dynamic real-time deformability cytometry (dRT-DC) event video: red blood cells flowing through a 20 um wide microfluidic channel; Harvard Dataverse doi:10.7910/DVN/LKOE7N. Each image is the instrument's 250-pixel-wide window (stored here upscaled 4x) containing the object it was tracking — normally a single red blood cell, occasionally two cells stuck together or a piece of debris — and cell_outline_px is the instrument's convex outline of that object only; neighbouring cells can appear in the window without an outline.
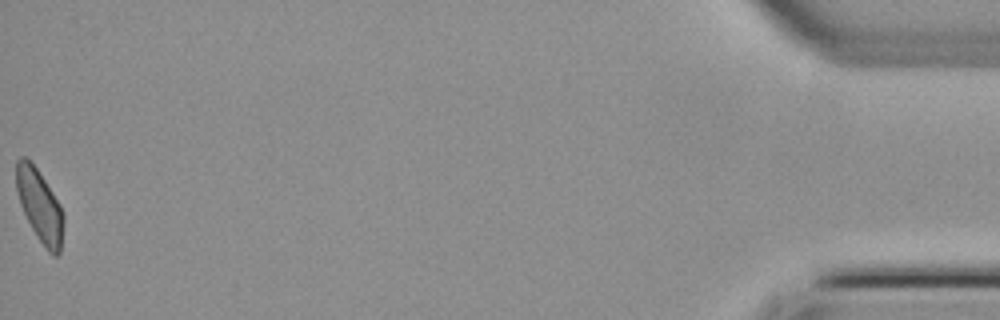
{"species": "common noctule bat (a hibernating species)", "species_latin": "Nyctalus noctula", "temperature_condition": "cold", "stored_images_in_passage": 42, "camera_frame_rate_fps": 3000, "um_per_image_px": 0.085, "animal": {"sex": "female", "body_mass_g": 22.7, "forearm_length_mm": 54.2}, "frame": {"image": 1, "passage_image": 42, "time_ms": 13.667, "image_size_px": [1000, 320], "cell_outline_px": [[64, 224], [60, 252], [56, 256], [52, 256], [48, 252], [32, 228], [20, 204], [16, 188], [16, 160], [20, 156], [24, 156], [36, 168], [60, 204], [64, 216]], "centroid_in_image_um": [3.38, 17.5], "position_along_channel_um": 431.8, "area_um2": 19.65}}